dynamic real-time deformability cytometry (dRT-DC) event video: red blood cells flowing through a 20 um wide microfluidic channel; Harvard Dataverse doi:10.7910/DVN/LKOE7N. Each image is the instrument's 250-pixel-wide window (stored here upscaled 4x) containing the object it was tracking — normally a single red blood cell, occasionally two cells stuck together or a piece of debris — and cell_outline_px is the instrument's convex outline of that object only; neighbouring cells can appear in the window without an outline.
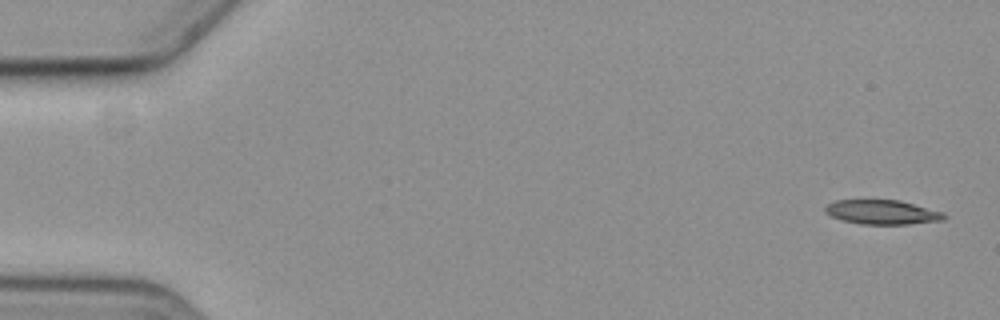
{"species": "common noctule bat (a hibernating species)", "species_latin": "Nyctalus noctula", "temperature_condition": "cold", "stored_images_in_passage": 3, "camera_frame_rate_fps": 3000, "um_per_image_px": 0.085, "animal": {"sex": "female", "body_mass_g": 19.3, "forearm_length_mm": 54.1}, "frame": {"image": 1, "passage_image": 1, "time_ms": 0.0, "image_size_px": [1000, 320], "cell_outline_px": [[948, 216], [944, 220], [908, 224], [860, 224], [844, 220], [832, 216], [824, 212], [824, 208], [828, 204], [836, 200], [900, 200], [944, 212]], "centroid_in_image_um": [75.02, 18.03], "position_along_channel_um": 10.0, "area_um2": 16.88}}
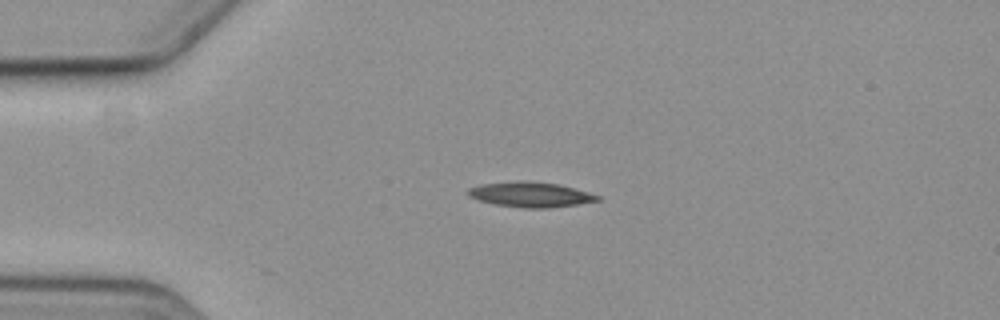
{"frame": {"image": 2, "passage_image": 3, "time_ms": 4.0, "image_size_px": [1000, 320], "cell_outline_px": [[600, 200], [576, 204], [548, 208], [524, 208], [496, 204], [480, 200], [468, 196], [468, 188], [480, 184], [520, 180], [524, 180], [556, 184], [572, 188], [600, 196]], "centroid_in_image_um": [45.04, 16.53], "position_along_channel_um": 40.0, "area_um2": 18.61}}